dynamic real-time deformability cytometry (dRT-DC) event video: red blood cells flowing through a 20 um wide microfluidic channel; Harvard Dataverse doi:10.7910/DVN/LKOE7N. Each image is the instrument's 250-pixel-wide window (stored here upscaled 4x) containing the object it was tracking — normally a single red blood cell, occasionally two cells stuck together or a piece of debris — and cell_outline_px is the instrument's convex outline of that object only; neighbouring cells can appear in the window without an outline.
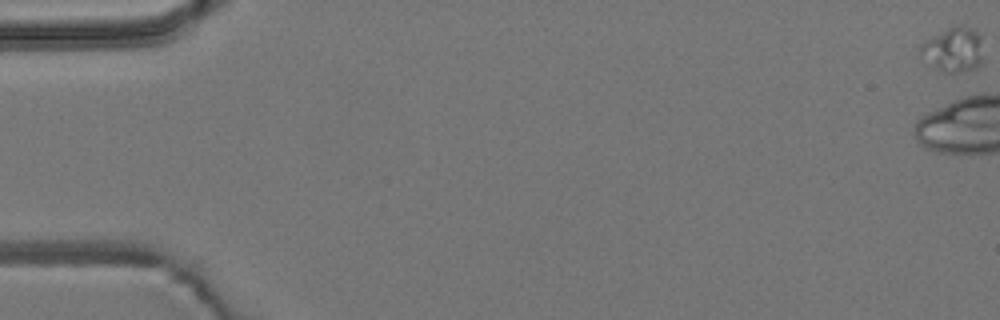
{"species": "common noctule bat (a hibernating species)", "species_latin": "Nyctalus noctula", "temperature_condition": "room temperature", "stored_images_in_passage": 6, "camera_frame_rate_fps": 3000, "um_per_image_px": 0.085, "animal": {"sex": "male", "body_mass_g": 19.2, "forearm_length_mm": 51.8}, "frame": {"image": 1, "passage_image": 1, "time_ms": 0.0, "image_size_px": [1000, 320], "cell_outline_px": [[984, 60], [976, 68], [960, 72], [944, 72], [920, 60], [916, 48], [924, 40], [956, 24], [964, 24], [976, 28], [980, 36]], "centroid_in_image_um": [81.0, 4.2], "position_along_channel_um": 4.0, "area_um2": 17.22}}